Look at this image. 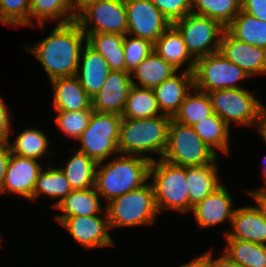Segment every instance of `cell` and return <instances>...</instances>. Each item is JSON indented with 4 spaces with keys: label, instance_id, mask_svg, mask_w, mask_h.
<instances>
[{
    "label": "cell",
    "instance_id": "1",
    "mask_svg": "<svg viewBox=\"0 0 266 267\" xmlns=\"http://www.w3.org/2000/svg\"><path fill=\"white\" fill-rule=\"evenodd\" d=\"M50 34L31 45L22 43L26 52L38 61L48 80L76 76L86 35L76 21L54 24Z\"/></svg>",
    "mask_w": 266,
    "mask_h": 267
},
{
    "label": "cell",
    "instance_id": "2",
    "mask_svg": "<svg viewBox=\"0 0 266 267\" xmlns=\"http://www.w3.org/2000/svg\"><path fill=\"white\" fill-rule=\"evenodd\" d=\"M150 165L151 161L144 157L120 153L98 163L94 187L104 205L146 184Z\"/></svg>",
    "mask_w": 266,
    "mask_h": 267
},
{
    "label": "cell",
    "instance_id": "3",
    "mask_svg": "<svg viewBox=\"0 0 266 267\" xmlns=\"http://www.w3.org/2000/svg\"><path fill=\"white\" fill-rule=\"evenodd\" d=\"M171 119L166 115L143 119L122 118L119 126V153L141 156L151 162L161 159L167 147Z\"/></svg>",
    "mask_w": 266,
    "mask_h": 267
},
{
    "label": "cell",
    "instance_id": "4",
    "mask_svg": "<svg viewBox=\"0 0 266 267\" xmlns=\"http://www.w3.org/2000/svg\"><path fill=\"white\" fill-rule=\"evenodd\" d=\"M149 181L152 184L159 214L163 211L190 214L193 206L189 202L186 167L169 163L163 159L151 162Z\"/></svg>",
    "mask_w": 266,
    "mask_h": 267
},
{
    "label": "cell",
    "instance_id": "5",
    "mask_svg": "<svg viewBox=\"0 0 266 267\" xmlns=\"http://www.w3.org/2000/svg\"><path fill=\"white\" fill-rule=\"evenodd\" d=\"M111 231L116 228L156 226L160 216L150 181L106 204Z\"/></svg>",
    "mask_w": 266,
    "mask_h": 267
},
{
    "label": "cell",
    "instance_id": "6",
    "mask_svg": "<svg viewBox=\"0 0 266 267\" xmlns=\"http://www.w3.org/2000/svg\"><path fill=\"white\" fill-rule=\"evenodd\" d=\"M256 92L254 89L247 88L219 89L208 92V95L213 113H216L230 127L255 128L257 132L266 105L262 100H258Z\"/></svg>",
    "mask_w": 266,
    "mask_h": 267
},
{
    "label": "cell",
    "instance_id": "7",
    "mask_svg": "<svg viewBox=\"0 0 266 267\" xmlns=\"http://www.w3.org/2000/svg\"><path fill=\"white\" fill-rule=\"evenodd\" d=\"M218 155L197 135L193 126L171 119L167 147L161 159L183 167L212 164Z\"/></svg>",
    "mask_w": 266,
    "mask_h": 267
},
{
    "label": "cell",
    "instance_id": "8",
    "mask_svg": "<svg viewBox=\"0 0 266 267\" xmlns=\"http://www.w3.org/2000/svg\"><path fill=\"white\" fill-rule=\"evenodd\" d=\"M122 117L113 113L92 112L89 124L76 141L74 148L85 153L97 163L119 154V126Z\"/></svg>",
    "mask_w": 266,
    "mask_h": 267
},
{
    "label": "cell",
    "instance_id": "9",
    "mask_svg": "<svg viewBox=\"0 0 266 267\" xmlns=\"http://www.w3.org/2000/svg\"><path fill=\"white\" fill-rule=\"evenodd\" d=\"M248 79L251 78L243 69L229 61L219 51L200 57L195 61L193 70L194 88L202 92L245 88L243 83Z\"/></svg>",
    "mask_w": 266,
    "mask_h": 267
},
{
    "label": "cell",
    "instance_id": "10",
    "mask_svg": "<svg viewBox=\"0 0 266 267\" xmlns=\"http://www.w3.org/2000/svg\"><path fill=\"white\" fill-rule=\"evenodd\" d=\"M84 33L127 34L124 0H90L76 13L75 20Z\"/></svg>",
    "mask_w": 266,
    "mask_h": 267
},
{
    "label": "cell",
    "instance_id": "11",
    "mask_svg": "<svg viewBox=\"0 0 266 267\" xmlns=\"http://www.w3.org/2000/svg\"><path fill=\"white\" fill-rule=\"evenodd\" d=\"M173 25L181 33L188 52L195 60L219 51L225 27L217 20L191 12Z\"/></svg>",
    "mask_w": 266,
    "mask_h": 267
},
{
    "label": "cell",
    "instance_id": "12",
    "mask_svg": "<svg viewBox=\"0 0 266 267\" xmlns=\"http://www.w3.org/2000/svg\"><path fill=\"white\" fill-rule=\"evenodd\" d=\"M71 239L84 247V250L112 248L115 246L111 236L108 215L75 216L65 218L60 224Z\"/></svg>",
    "mask_w": 266,
    "mask_h": 267
},
{
    "label": "cell",
    "instance_id": "13",
    "mask_svg": "<svg viewBox=\"0 0 266 267\" xmlns=\"http://www.w3.org/2000/svg\"><path fill=\"white\" fill-rule=\"evenodd\" d=\"M127 34L149 40L153 44L171 25L150 0H124Z\"/></svg>",
    "mask_w": 266,
    "mask_h": 267
},
{
    "label": "cell",
    "instance_id": "14",
    "mask_svg": "<svg viewBox=\"0 0 266 267\" xmlns=\"http://www.w3.org/2000/svg\"><path fill=\"white\" fill-rule=\"evenodd\" d=\"M46 165L44 162L11 154L5 178L0 187L1 196L16 195L33 202V190L39 173Z\"/></svg>",
    "mask_w": 266,
    "mask_h": 267
},
{
    "label": "cell",
    "instance_id": "15",
    "mask_svg": "<svg viewBox=\"0 0 266 267\" xmlns=\"http://www.w3.org/2000/svg\"><path fill=\"white\" fill-rule=\"evenodd\" d=\"M225 183H222L191 210L196 226L200 230L231 223L236 202ZM233 196V197H232Z\"/></svg>",
    "mask_w": 266,
    "mask_h": 267
},
{
    "label": "cell",
    "instance_id": "16",
    "mask_svg": "<svg viewBox=\"0 0 266 267\" xmlns=\"http://www.w3.org/2000/svg\"><path fill=\"white\" fill-rule=\"evenodd\" d=\"M219 52L252 79L266 75V49L239 41L226 29L221 36Z\"/></svg>",
    "mask_w": 266,
    "mask_h": 267
},
{
    "label": "cell",
    "instance_id": "17",
    "mask_svg": "<svg viewBox=\"0 0 266 267\" xmlns=\"http://www.w3.org/2000/svg\"><path fill=\"white\" fill-rule=\"evenodd\" d=\"M132 81L127 71H111L101 90L92 98L93 111L122 115Z\"/></svg>",
    "mask_w": 266,
    "mask_h": 267
},
{
    "label": "cell",
    "instance_id": "18",
    "mask_svg": "<svg viewBox=\"0 0 266 267\" xmlns=\"http://www.w3.org/2000/svg\"><path fill=\"white\" fill-rule=\"evenodd\" d=\"M223 239H239L266 245V220L255 204L236 207Z\"/></svg>",
    "mask_w": 266,
    "mask_h": 267
},
{
    "label": "cell",
    "instance_id": "19",
    "mask_svg": "<svg viewBox=\"0 0 266 267\" xmlns=\"http://www.w3.org/2000/svg\"><path fill=\"white\" fill-rule=\"evenodd\" d=\"M102 202L101 196L95 187L72 190L68 196L53 208L57 213L53 216V220L59 225L68 217L107 215L106 205H102L104 204Z\"/></svg>",
    "mask_w": 266,
    "mask_h": 267
},
{
    "label": "cell",
    "instance_id": "20",
    "mask_svg": "<svg viewBox=\"0 0 266 267\" xmlns=\"http://www.w3.org/2000/svg\"><path fill=\"white\" fill-rule=\"evenodd\" d=\"M193 87V72L178 71L172 77L153 88L162 115L173 118Z\"/></svg>",
    "mask_w": 266,
    "mask_h": 267
},
{
    "label": "cell",
    "instance_id": "21",
    "mask_svg": "<svg viewBox=\"0 0 266 267\" xmlns=\"http://www.w3.org/2000/svg\"><path fill=\"white\" fill-rule=\"evenodd\" d=\"M52 111H81L92 109V98L76 76L50 81Z\"/></svg>",
    "mask_w": 266,
    "mask_h": 267
},
{
    "label": "cell",
    "instance_id": "22",
    "mask_svg": "<svg viewBox=\"0 0 266 267\" xmlns=\"http://www.w3.org/2000/svg\"><path fill=\"white\" fill-rule=\"evenodd\" d=\"M110 72L105 58L86 43L81 52L76 77L91 98L101 90Z\"/></svg>",
    "mask_w": 266,
    "mask_h": 267
},
{
    "label": "cell",
    "instance_id": "23",
    "mask_svg": "<svg viewBox=\"0 0 266 267\" xmlns=\"http://www.w3.org/2000/svg\"><path fill=\"white\" fill-rule=\"evenodd\" d=\"M14 137L13 140L10 138L8 141L10 143L11 152L17 156L34 158L41 162L44 161L46 164L51 163L49 159L53 157V160L55 159V155L58 156L53 146L50 147L51 141L46 132L39 127L37 128V126L26 127Z\"/></svg>",
    "mask_w": 266,
    "mask_h": 267
},
{
    "label": "cell",
    "instance_id": "24",
    "mask_svg": "<svg viewBox=\"0 0 266 267\" xmlns=\"http://www.w3.org/2000/svg\"><path fill=\"white\" fill-rule=\"evenodd\" d=\"M154 51L178 71L193 72L196 60L188 52L181 33L173 24L154 43Z\"/></svg>",
    "mask_w": 266,
    "mask_h": 267
},
{
    "label": "cell",
    "instance_id": "25",
    "mask_svg": "<svg viewBox=\"0 0 266 267\" xmlns=\"http://www.w3.org/2000/svg\"><path fill=\"white\" fill-rule=\"evenodd\" d=\"M76 13L71 0H30L29 28L43 30L51 21L68 24L76 20Z\"/></svg>",
    "mask_w": 266,
    "mask_h": 267
},
{
    "label": "cell",
    "instance_id": "26",
    "mask_svg": "<svg viewBox=\"0 0 266 267\" xmlns=\"http://www.w3.org/2000/svg\"><path fill=\"white\" fill-rule=\"evenodd\" d=\"M219 157L212 163L202 166L186 167L189 202L192 206L202 201L223 182L219 175Z\"/></svg>",
    "mask_w": 266,
    "mask_h": 267
},
{
    "label": "cell",
    "instance_id": "27",
    "mask_svg": "<svg viewBox=\"0 0 266 267\" xmlns=\"http://www.w3.org/2000/svg\"><path fill=\"white\" fill-rule=\"evenodd\" d=\"M72 191L68 180L58 167L48 163L39 173L33 190V202L40 197L52 199V209L56 207ZM55 200V201H53Z\"/></svg>",
    "mask_w": 266,
    "mask_h": 267
},
{
    "label": "cell",
    "instance_id": "28",
    "mask_svg": "<svg viewBox=\"0 0 266 267\" xmlns=\"http://www.w3.org/2000/svg\"><path fill=\"white\" fill-rule=\"evenodd\" d=\"M59 167L72 190H84L95 185V176L98 163L79 152L75 148L71 149V154L63 161Z\"/></svg>",
    "mask_w": 266,
    "mask_h": 267
},
{
    "label": "cell",
    "instance_id": "29",
    "mask_svg": "<svg viewBox=\"0 0 266 267\" xmlns=\"http://www.w3.org/2000/svg\"><path fill=\"white\" fill-rule=\"evenodd\" d=\"M193 127L201 140L218 156L220 153L224 156L230 155L232 130L230 129L231 127L216 113L195 123Z\"/></svg>",
    "mask_w": 266,
    "mask_h": 267
},
{
    "label": "cell",
    "instance_id": "30",
    "mask_svg": "<svg viewBox=\"0 0 266 267\" xmlns=\"http://www.w3.org/2000/svg\"><path fill=\"white\" fill-rule=\"evenodd\" d=\"M177 72L176 68L153 51L130 72V78L134 86L153 89Z\"/></svg>",
    "mask_w": 266,
    "mask_h": 267
},
{
    "label": "cell",
    "instance_id": "31",
    "mask_svg": "<svg viewBox=\"0 0 266 267\" xmlns=\"http://www.w3.org/2000/svg\"><path fill=\"white\" fill-rule=\"evenodd\" d=\"M87 44L108 62L111 71H126L124 35L112 33H85Z\"/></svg>",
    "mask_w": 266,
    "mask_h": 267
},
{
    "label": "cell",
    "instance_id": "32",
    "mask_svg": "<svg viewBox=\"0 0 266 267\" xmlns=\"http://www.w3.org/2000/svg\"><path fill=\"white\" fill-rule=\"evenodd\" d=\"M225 29L239 41L266 49V21L240 10Z\"/></svg>",
    "mask_w": 266,
    "mask_h": 267
},
{
    "label": "cell",
    "instance_id": "33",
    "mask_svg": "<svg viewBox=\"0 0 266 267\" xmlns=\"http://www.w3.org/2000/svg\"><path fill=\"white\" fill-rule=\"evenodd\" d=\"M221 252L242 267H266V245L239 239H223Z\"/></svg>",
    "mask_w": 266,
    "mask_h": 267
},
{
    "label": "cell",
    "instance_id": "34",
    "mask_svg": "<svg viewBox=\"0 0 266 267\" xmlns=\"http://www.w3.org/2000/svg\"><path fill=\"white\" fill-rule=\"evenodd\" d=\"M162 115L153 89L132 85L121 115L127 119L153 118Z\"/></svg>",
    "mask_w": 266,
    "mask_h": 267
},
{
    "label": "cell",
    "instance_id": "35",
    "mask_svg": "<svg viewBox=\"0 0 266 267\" xmlns=\"http://www.w3.org/2000/svg\"><path fill=\"white\" fill-rule=\"evenodd\" d=\"M212 114V103L208 93L193 87L172 119L183 125L193 126Z\"/></svg>",
    "mask_w": 266,
    "mask_h": 267
},
{
    "label": "cell",
    "instance_id": "36",
    "mask_svg": "<svg viewBox=\"0 0 266 267\" xmlns=\"http://www.w3.org/2000/svg\"><path fill=\"white\" fill-rule=\"evenodd\" d=\"M192 12L227 27L241 10V0H191Z\"/></svg>",
    "mask_w": 266,
    "mask_h": 267
},
{
    "label": "cell",
    "instance_id": "37",
    "mask_svg": "<svg viewBox=\"0 0 266 267\" xmlns=\"http://www.w3.org/2000/svg\"><path fill=\"white\" fill-rule=\"evenodd\" d=\"M54 112L55 118L53 122L57 126V131H60L66 138L75 142L87 128L93 109Z\"/></svg>",
    "mask_w": 266,
    "mask_h": 267
},
{
    "label": "cell",
    "instance_id": "38",
    "mask_svg": "<svg viewBox=\"0 0 266 267\" xmlns=\"http://www.w3.org/2000/svg\"><path fill=\"white\" fill-rule=\"evenodd\" d=\"M30 0H0V23L9 27H29Z\"/></svg>",
    "mask_w": 266,
    "mask_h": 267
},
{
    "label": "cell",
    "instance_id": "39",
    "mask_svg": "<svg viewBox=\"0 0 266 267\" xmlns=\"http://www.w3.org/2000/svg\"><path fill=\"white\" fill-rule=\"evenodd\" d=\"M123 48L126 71L130 73L154 51V44L149 40L126 34Z\"/></svg>",
    "mask_w": 266,
    "mask_h": 267
},
{
    "label": "cell",
    "instance_id": "40",
    "mask_svg": "<svg viewBox=\"0 0 266 267\" xmlns=\"http://www.w3.org/2000/svg\"><path fill=\"white\" fill-rule=\"evenodd\" d=\"M173 24L192 12L191 0H150Z\"/></svg>",
    "mask_w": 266,
    "mask_h": 267
},
{
    "label": "cell",
    "instance_id": "41",
    "mask_svg": "<svg viewBox=\"0 0 266 267\" xmlns=\"http://www.w3.org/2000/svg\"><path fill=\"white\" fill-rule=\"evenodd\" d=\"M7 102L5 99L0 96V141H8L10 139V135L14 134L12 128L14 127L12 124V118L14 117L12 112H10V106H7Z\"/></svg>",
    "mask_w": 266,
    "mask_h": 267
},
{
    "label": "cell",
    "instance_id": "42",
    "mask_svg": "<svg viewBox=\"0 0 266 267\" xmlns=\"http://www.w3.org/2000/svg\"><path fill=\"white\" fill-rule=\"evenodd\" d=\"M241 10L266 21V0H241Z\"/></svg>",
    "mask_w": 266,
    "mask_h": 267
},
{
    "label": "cell",
    "instance_id": "43",
    "mask_svg": "<svg viewBox=\"0 0 266 267\" xmlns=\"http://www.w3.org/2000/svg\"><path fill=\"white\" fill-rule=\"evenodd\" d=\"M242 191L246 192V194L249 195L248 197H250V199H253L252 201L254 202V204H256L255 206L257 207L263 218L266 220V191L256 190L255 188L243 189Z\"/></svg>",
    "mask_w": 266,
    "mask_h": 267
},
{
    "label": "cell",
    "instance_id": "44",
    "mask_svg": "<svg viewBox=\"0 0 266 267\" xmlns=\"http://www.w3.org/2000/svg\"><path fill=\"white\" fill-rule=\"evenodd\" d=\"M11 154L9 141H0V187L5 178Z\"/></svg>",
    "mask_w": 266,
    "mask_h": 267
},
{
    "label": "cell",
    "instance_id": "45",
    "mask_svg": "<svg viewBox=\"0 0 266 267\" xmlns=\"http://www.w3.org/2000/svg\"><path fill=\"white\" fill-rule=\"evenodd\" d=\"M179 267H211V249L204 253L194 256L189 262L182 263Z\"/></svg>",
    "mask_w": 266,
    "mask_h": 267
},
{
    "label": "cell",
    "instance_id": "46",
    "mask_svg": "<svg viewBox=\"0 0 266 267\" xmlns=\"http://www.w3.org/2000/svg\"><path fill=\"white\" fill-rule=\"evenodd\" d=\"M214 248L211 249V267H242L235 261L231 260L225 253H220L214 257ZM219 256V257H218Z\"/></svg>",
    "mask_w": 266,
    "mask_h": 267
},
{
    "label": "cell",
    "instance_id": "47",
    "mask_svg": "<svg viewBox=\"0 0 266 267\" xmlns=\"http://www.w3.org/2000/svg\"><path fill=\"white\" fill-rule=\"evenodd\" d=\"M257 133H259L260 137H262V141L266 143V106L262 112Z\"/></svg>",
    "mask_w": 266,
    "mask_h": 267
},
{
    "label": "cell",
    "instance_id": "48",
    "mask_svg": "<svg viewBox=\"0 0 266 267\" xmlns=\"http://www.w3.org/2000/svg\"><path fill=\"white\" fill-rule=\"evenodd\" d=\"M263 161L261 162V174L263 176V183L264 185H261V186H258V187H255L256 190H265L266 189V156L264 157V159H262Z\"/></svg>",
    "mask_w": 266,
    "mask_h": 267
},
{
    "label": "cell",
    "instance_id": "49",
    "mask_svg": "<svg viewBox=\"0 0 266 267\" xmlns=\"http://www.w3.org/2000/svg\"><path fill=\"white\" fill-rule=\"evenodd\" d=\"M71 1L75 10L77 11L82 5H84L86 2L90 0H71Z\"/></svg>",
    "mask_w": 266,
    "mask_h": 267
},
{
    "label": "cell",
    "instance_id": "50",
    "mask_svg": "<svg viewBox=\"0 0 266 267\" xmlns=\"http://www.w3.org/2000/svg\"><path fill=\"white\" fill-rule=\"evenodd\" d=\"M1 234H2V233L0 232V248H1L2 245H3V244L1 243V241L4 240V239L2 238V235H1Z\"/></svg>",
    "mask_w": 266,
    "mask_h": 267
}]
</instances>
